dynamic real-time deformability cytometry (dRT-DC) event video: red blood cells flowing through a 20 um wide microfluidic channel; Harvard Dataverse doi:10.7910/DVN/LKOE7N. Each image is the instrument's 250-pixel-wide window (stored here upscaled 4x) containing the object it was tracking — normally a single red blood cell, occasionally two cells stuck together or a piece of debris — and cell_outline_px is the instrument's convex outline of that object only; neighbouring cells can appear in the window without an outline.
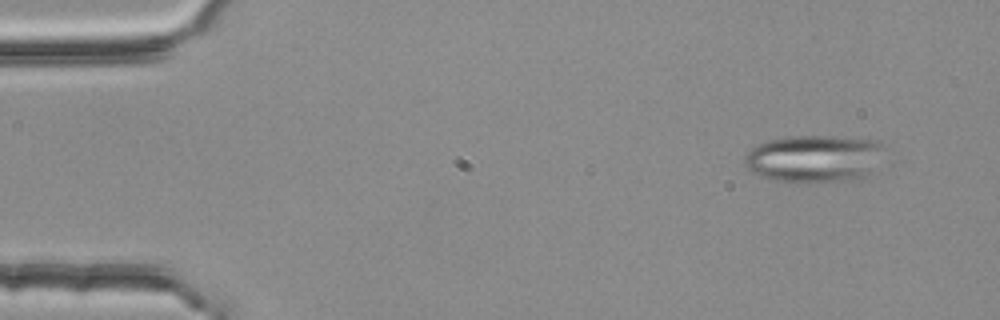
{"species": "common noctule bat (a hibernating species)", "species_latin": "Nyctalus noctula", "temperature_condition": "room temperature", "stored_images_in_passage": 3, "camera_frame_rate_fps": 3000, "um_per_image_px": 0.085, "animal": {"sex": "female", "body_mass_g": 25.1}, "frame": {"image": 1, "passage_image": 1, "time_ms": 0.0, "image_size_px": [1000, 320], "cell_outline_px": [[884, 144], [868, 176], [852, 180], [804, 184], [768, 180], [752, 172], [744, 164], [744, 156], [752, 148], [768, 140], [788, 136], [828, 136], [880, 140]], "centroid_in_image_um": [69.15, 13.51], "position_along_channel_um": 15.9, "area_um2": 38.96}}